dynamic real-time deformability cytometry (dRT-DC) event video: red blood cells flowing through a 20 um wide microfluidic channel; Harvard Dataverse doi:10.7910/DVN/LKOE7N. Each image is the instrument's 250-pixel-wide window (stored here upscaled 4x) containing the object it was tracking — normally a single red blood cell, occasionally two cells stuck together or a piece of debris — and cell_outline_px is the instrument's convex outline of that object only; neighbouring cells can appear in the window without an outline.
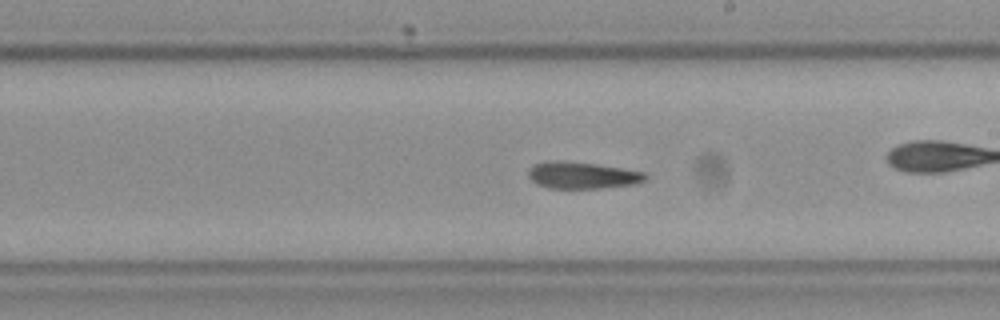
{"species": "Egyptian fruit bat (a non-hibernating species)", "species_latin": "Rousettus aegyptiacus", "temperature_condition": "cold", "stored_images_in_passage": 57, "camera_frame_rate_fps": 3000, "um_per_image_px": 0.085, "frame": {"image": 1, "passage_image": 33, "time_ms": 10.667, "image_size_px": [1000, 320], "cell_outline_px": [[648, 176], [644, 180], [636, 184], [600, 188], [548, 188], [536, 184], [528, 176], [528, 168], [532, 164], [548, 160], [564, 160], [596, 164], [644, 172]], "centroid_in_image_um": [49.43, 14.89], "position_along_channel_um": 239.6, "area_um2": 18.44}, "authors_computed_cell_mechanics": {"area_um2": 18.6694, "velocity_mm_per_s": 3.587, "shape_relaxation_time_tau1_ms": 7.7957, "shape_relaxation_time_tau2_ms": 3.0885, "deformation_change_tau1": 0.1581, "deformation_change_tau2": 0.085}}